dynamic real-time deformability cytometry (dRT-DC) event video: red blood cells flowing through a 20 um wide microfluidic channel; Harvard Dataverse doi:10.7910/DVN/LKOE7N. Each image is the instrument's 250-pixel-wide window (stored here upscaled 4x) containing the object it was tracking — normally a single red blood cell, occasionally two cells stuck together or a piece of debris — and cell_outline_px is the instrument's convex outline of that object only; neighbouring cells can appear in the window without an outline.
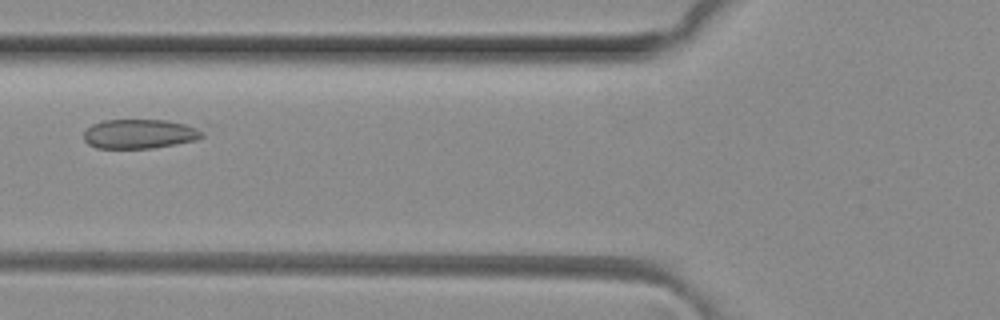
{"species": "common noctule bat (a hibernating species)", "species_latin": "Nyctalus noctula", "temperature_condition": "room temperature", "stored_images_in_passage": 3, "camera_frame_rate_fps": 3000, "um_per_image_px": 0.085, "animal": {"sex": "female", "body_mass_g": 29.2, "forearm_length_mm": 56.3}, "frame": {"image": 1, "passage_image": 2, "time_ms": 0.333, "image_size_px": [1000, 320], "cell_outline_px": [[208, 124], [204, 136], [196, 140], [176, 144], [152, 148], [96, 148], [88, 144], [84, 140], [84, 132], [92, 124], [104, 120], [168, 120]], "centroid_in_image_um": [12.08, 11.35], "position_along_channel_um": 113.7, "area_um2": 21.27}}
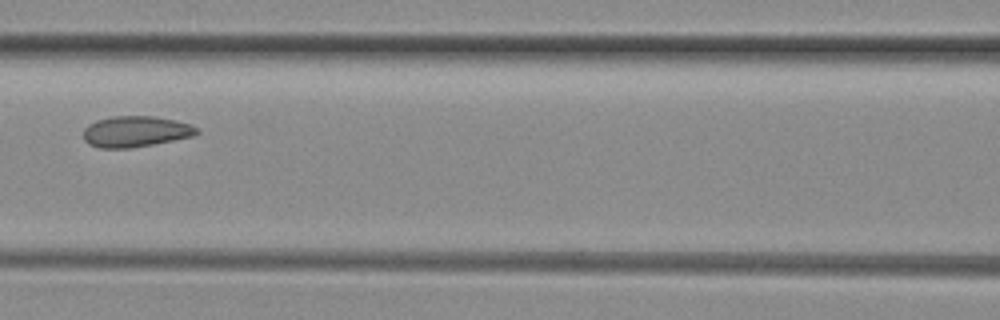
{"frame": {"image": 2, "passage_image": 3, "time_ms": 0.667, "image_size_px": [1000, 320], "cell_outline_px": [[200, 132], [192, 136], [152, 144], [128, 148], [100, 148], [88, 144], [84, 140], [84, 128], [88, 124], [96, 120], [112, 116], [156, 116], [176, 120], [192, 124], [200, 128]], "centroid_in_image_um": [11.54, 11.16], "position_along_channel_um": 155.1, "area_um2": 20.58}}